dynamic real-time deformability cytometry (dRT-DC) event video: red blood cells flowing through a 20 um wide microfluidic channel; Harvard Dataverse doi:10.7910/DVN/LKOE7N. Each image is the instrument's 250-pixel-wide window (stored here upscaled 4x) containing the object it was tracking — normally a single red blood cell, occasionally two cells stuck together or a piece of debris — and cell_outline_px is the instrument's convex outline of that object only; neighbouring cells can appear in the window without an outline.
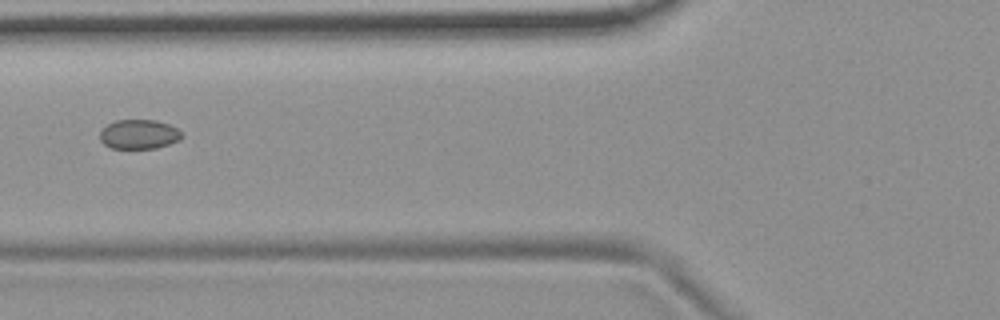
{"species": "common noctule bat (a hibernating species)", "species_latin": "Nyctalus noctula", "temperature_condition": "room temperature", "stored_images_in_passage": 3, "camera_frame_rate_fps": 3000, "um_per_image_px": 0.085, "animal": {"sex": "female", "body_mass_g": 19.9}, "frame": {"image": 1, "passage_image": 2, "time_ms": 0.333, "image_size_px": [1000, 320], "cell_outline_px": [[184, 136], [168, 144], [156, 148], [112, 148], [104, 144], [100, 140], [100, 132], [108, 124], [116, 120], [156, 120], [168, 124], [176, 128]], "centroid_in_image_um": [11.79, 11.41], "position_along_channel_um": 114.0, "area_um2": 13.81}}
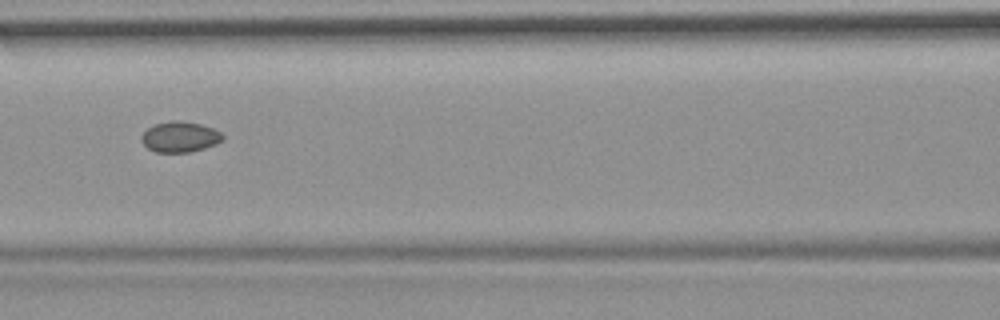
{"frame": {"image": 2, "passage_image": 3, "time_ms": 0.667, "image_size_px": [1000, 320], "cell_outline_px": [[224, 140], [216, 144], [192, 152], [156, 152], [148, 148], [140, 140], [140, 136], [148, 128], [156, 124], [172, 120], [176, 120], [200, 124], [212, 128], [220, 132], [224, 136]], "centroid_in_image_um": [15.3, 11.64], "position_along_channel_um": 151.3, "area_um2": 14.45}}